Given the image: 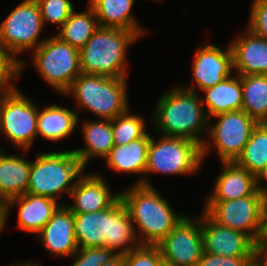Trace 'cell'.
I'll use <instances>...</instances> for the list:
<instances>
[{
  "instance_id": "1",
  "label": "cell",
  "mask_w": 267,
  "mask_h": 266,
  "mask_svg": "<svg viewBox=\"0 0 267 266\" xmlns=\"http://www.w3.org/2000/svg\"><path fill=\"white\" fill-rule=\"evenodd\" d=\"M73 217L78 248L108 247L116 254L124 255L141 245L136 239V226L121 197L102 211L73 213Z\"/></svg>"
},
{
  "instance_id": "2",
  "label": "cell",
  "mask_w": 267,
  "mask_h": 266,
  "mask_svg": "<svg viewBox=\"0 0 267 266\" xmlns=\"http://www.w3.org/2000/svg\"><path fill=\"white\" fill-rule=\"evenodd\" d=\"M154 112L152 122L162 136L193 140L201 146L208 140L201 135L208 131L209 117L193 85H179L165 92Z\"/></svg>"
},
{
  "instance_id": "3",
  "label": "cell",
  "mask_w": 267,
  "mask_h": 266,
  "mask_svg": "<svg viewBox=\"0 0 267 266\" xmlns=\"http://www.w3.org/2000/svg\"><path fill=\"white\" fill-rule=\"evenodd\" d=\"M120 197L129 211L133 225L138 226L142 237L137 239L141 245L157 246L185 216L183 213L175 214L147 177L120 192Z\"/></svg>"
},
{
  "instance_id": "4",
  "label": "cell",
  "mask_w": 267,
  "mask_h": 266,
  "mask_svg": "<svg viewBox=\"0 0 267 266\" xmlns=\"http://www.w3.org/2000/svg\"><path fill=\"white\" fill-rule=\"evenodd\" d=\"M138 38L132 31L99 27L79 50L81 73L127 78L126 51Z\"/></svg>"
},
{
  "instance_id": "5",
  "label": "cell",
  "mask_w": 267,
  "mask_h": 266,
  "mask_svg": "<svg viewBox=\"0 0 267 266\" xmlns=\"http://www.w3.org/2000/svg\"><path fill=\"white\" fill-rule=\"evenodd\" d=\"M84 169L73 150L38 153L35 161H31L26 193L57 200L63 191L71 194Z\"/></svg>"
},
{
  "instance_id": "6",
  "label": "cell",
  "mask_w": 267,
  "mask_h": 266,
  "mask_svg": "<svg viewBox=\"0 0 267 266\" xmlns=\"http://www.w3.org/2000/svg\"><path fill=\"white\" fill-rule=\"evenodd\" d=\"M126 79L81 73L65 95L72 94L77 105L100 120H112L129 108Z\"/></svg>"
},
{
  "instance_id": "7",
  "label": "cell",
  "mask_w": 267,
  "mask_h": 266,
  "mask_svg": "<svg viewBox=\"0 0 267 266\" xmlns=\"http://www.w3.org/2000/svg\"><path fill=\"white\" fill-rule=\"evenodd\" d=\"M33 61L37 72L57 92L65 94L81 74L79 49L56 35L45 39L34 49Z\"/></svg>"
},
{
  "instance_id": "8",
  "label": "cell",
  "mask_w": 267,
  "mask_h": 266,
  "mask_svg": "<svg viewBox=\"0 0 267 266\" xmlns=\"http://www.w3.org/2000/svg\"><path fill=\"white\" fill-rule=\"evenodd\" d=\"M203 163L202 146L193 140L161 137L156 142L150 137L145 175L195 174Z\"/></svg>"
},
{
  "instance_id": "9",
  "label": "cell",
  "mask_w": 267,
  "mask_h": 266,
  "mask_svg": "<svg viewBox=\"0 0 267 266\" xmlns=\"http://www.w3.org/2000/svg\"><path fill=\"white\" fill-rule=\"evenodd\" d=\"M217 122L209 128V142L202 145L203 161L210 151L209 144L217 148L222 162H235L249 141L258 122L243 110L230 111L215 115ZM211 139V140H210Z\"/></svg>"
},
{
  "instance_id": "10",
  "label": "cell",
  "mask_w": 267,
  "mask_h": 266,
  "mask_svg": "<svg viewBox=\"0 0 267 266\" xmlns=\"http://www.w3.org/2000/svg\"><path fill=\"white\" fill-rule=\"evenodd\" d=\"M39 108L15 89L0 97V132L23 150H29L38 136ZM2 146L0 145V149Z\"/></svg>"
},
{
  "instance_id": "11",
  "label": "cell",
  "mask_w": 267,
  "mask_h": 266,
  "mask_svg": "<svg viewBox=\"0 0 267 266\" xmlns=\"http://www.w3.org/2000/svg\"><path fill=\"white\" fill-rule=\"evenodd\" d=\"M44 23L36 0H24L0 24V45L16 59L17 55L28 49H37L45 39L38 43Z\"/></svg>"
},
{
  "instance_id": "12",
  "label": "cell",
  "mask_w": 267,
  "mask_h": 266,
  "mask_svg": "<svg viewBox=\"0 0 267 266\" xmlns=\"http://www.w3.org/2000/svg\"><path fill=\"white\" fill-rule=\"evenodd\" d=\"M263 195L227 201H206L204 210L216 223L247 234L257 243L261 230Z\"/></svg>"
},
{
  "instance_id": "13",
  "label": "cell",
  "mask_w": 267,
  "mask_h": 266,
  "mask_svg": "<svg viewBox=\"0 0 267 266\" xmlns=\"http://www.w3.org/2000/svg\"><path fill=\"white\" fill-rule=\"evenodd\" d=\"M162 258L179 266H196L203 253L201 216L185 215L157 245Z\"/></svg>"
},
{
  "instance_id": "14",
  "label": "cell",
  "mask_w": 267,
  "mask_h": 266,
  "mask_svg": "<svg viewBox=\"0 0 267 266\" xmlns=\"http://www.w3.org/2000/svg\"><path fill=\"white\" fill-rule=\"evenodd\" d=\"M201 215L203 251L221 256H257L256 243L245 233L216 223L205 211Z\"/></svg>"
},
{
  "instance_id": "15",
  "label": "cell",
  "mask_w": 267,
  "mask_h": 266,
  "mask_svg": "<svg viewBox=\"0 0 267 266\" xmlns=\"http://www.w3.org/2000/svg\"><path fill=\"white\" fill-rule=\"evenodd\" d=\"M191 69L195 83L201 91L213 87L233 73V54L229 46L225 51L217 45L198 47Z\"/></svg>"
},
{
  "instance_id": "16",
  "label": "cell",
  "mask_w": 267,
  "mask_h": 266,
  "mask_svg": "<svg viewBox=\"0 0 267 266\" xmlns=\"http://www.w3.org/2000/svg\"><path fill=\"white\" fill-rule=\"evenodd\" d=\"M73 203L66 204L72 213L83 214L102 211L110 207L120 193L112 194L107 181L99 174H84L71 191Z\"/></svg>"
},
{
  "instance_id": "17",
  "label": "cell",
  "mask_w": 267,
  "mask_h": 266,
  "mask_svg": "<svg viewBox=\"0 0 267 266\" xmlns=\"http://www.w3.org/2000/svg\"><path fill=\"white\" fill-rule=\"evenodd\" d=\"M44 248L53 255L70 257L78 250L71 210L62 204L37 234Z\"/></svg>"
},
{
  "instance_id": "18",
  "label": "cell",
  "mask_w": 267,
  "mask_h": 266,
  "mask_svg": "<svg viewBox=\"0 0 267 266\" xmlns=\"http://www.w3.org/2000/svg\"><path fill=\"white\" fill-rule=\"evenodd\" d=\"M18 205V228L38 234L62 205L46 196L26 193L9 200L5 205L6 218L11 207ZM10 209V210H9Z\"/></svg>"
},
{
  "instance_id": "19",
  "label": "cell",
  "mask_w": 267,
  "mask_h": 266,
  "mask_svg": "<svg viewBox=\"0 0 267 266\" xmlns=\"http://www.w3.org/2000/svg\"><path fill=\"white\" fill-rule=\"evenodd\" d=\"M230 44L237 75H267V40L249 29Z\"/></svg>"
},
{
  "instance_id": "20",
  "label": "cell",
  "mask_w": 267,
  "mask_h": 266,
  "mask_svg": "<svg viewBox=\"0 0 267 266\" xmlns=\"http://www.w3.org/2000/svg\"><path fill=\"white\" fill-rule=\"evenodd\" d=\"M224 170L216 177L213 193L207 201H227L249 195H262L256 188L255 175L235 162H222Z\"/></svg>"
},
{
  "instance_id": "21",
  "label": "cell",
  "mask_w": 267,
  "mask_h": 266,
  "mask_svg": "<svg viewBox=\"0 0 267 266\" xmlns=\"http://www.w3.org/2000/svg\"><path fill=\"white\" fill-rule=\"evenodd\" d=\"M0 149V204L24 195L28 189L31 161L14 155H6ZM5 154V155H4Z\"/></svg>"
},
{
  "instance_id": "22",
  "label": "cell",
  "mask_w": 267,
  "mask_h": 266,
  "mask_svg": "<svg viewBox=\"0 0 267 266\" xmlns=\"http://www.w3.org/2000/svg\"><path fill=\"white\" fill-rule=\"evenodd\" d=\"M225 78L213 87L203 90L202 104L209 117V125L213 116L242 110L243 91L240 75L234 74Z\"/></svg>"
},
{
  "instance_id": "23",
  "label": "cell",
  "mask_w": 267,
  "mask_h": 266,
  "mask_svg": "<svg viewBox=\"0 0 267 266\" xmlns=\"http://www.w3.org/2000/svg\"><path fill=\"white\" fill-rule=\"evenodd\" d=\"M135 0H90L100 27L116 28L136 33L139 37L145 34L131 13Z\"/></svg>"
},
{
  "instance_id": "24",
  "label": "cell",
  "mask_w": 267,
  "mask_h": 266,
  "mask_svg": "<svg viewBox=\"0 0 267 266\" xmlns=\"http://www.w3.org/2000/svg\"><path fill=\"white\" fill-rule=\"evenodd\" d=\"M150 135L133 140L126 145H114L106 159V166L116 173L145 175Z\"/></svg>"
},
{
  "instance_id": "25",
  "label": "cell",
  "mask_w": 267,
  "mask_h": 266,
  "mask_svg": "<svg viewBox=\"0 0 267 266\" xmlns=\"http://www.w3.org/2000/svg\"><path fill=\"white\" fill-rule=\"evenodd\" d=\"M86 147L74 149L73 152L86 167L94 157L105 159L114 146L111 120L85 121L82 129Z\"/></svg>"
},
{
  "instance_id": "26",
  "label": "cell",
  "mask_w": 267,
  "mask_h": 266,
  "mask_svg": "<svg viewBox=\"0 0 267 266\" xmlns=\"http://www.w3.org/2000/svg\"><path fill=\"white\" fill-rule=\"evenodd\" d=\"M78 112L56 104L38 113L37 132L47 140L58 142L69 137L78 122Z\"/></svg>"
},
{
  "instance_id": "27",
  "label": "cell",
  "mask_w": 267,
  "mask_h": 266,
  "mask_svg": "<svg viewBox=\"0 0 267 266\" xmlns=\"http://www.w3.org/2000/svg\"><path fill=\"white\" fill-rule=\"evenodd\" d=\"M242 110L258 123H267V75H240Z\"/></svg>"
},
{
  "instance_id": "28",
  "label": "cell",
  "mask_w": 267,
  "mask_h": 266,
  "mask_svg": "<svg viewBox=\"0 0 267 266\" xmlns=\"http://www.w3.org/2000/svg\"><path fill=\"white\" fill-rule=\"evenodd\" d=\"M97 20L90 5L85 12L76 13L73 10L70 17L59 27L60 32L56 36L80 50L100 27Z\"/></svg>"
},
{
  "instance_id": "29",
  "label": "cell",
  "mask_w": 267,
  "mask_h": 266,
  "mask_svg": "<svg viewBox=\"0 0 267 266\" xmlns=\"http://www.w3.org/2000/svg\"><path fill=\"white\" fill-rule=\"evenodd\" d=\"M235 163L254 175L267 165V123H258Z\"/></svg>"
},
{
  "instance_id": "30",
  "label": "cell",
  "mask_w": 267,
  "mask_h": 266,
  "mask_svg": "<svg viewBox=\"0 0 267 266\" xmlns=\"http://www.w3.org/2000/svg\"><path fill=\"white\" fill-rule=\"evenodd\" d=\"M144 117L130 114L128 109L125 113L111 120L114 145H126L133 140L144 137L146 125Z\"/></svg>"
},
{
  "instance_id": "31",
  "label": "cell",
  "mask_w": 267,
  "mask_h": 266,
  "mask_svg": "<svg viewBox=\"0 0 267 266\" xmlns=\"http://www.w3.org/2000/svg\"><path fill=\"white\" fill-rule=\"evenodd\" d=\"M26 62L16 59L7 49L0 45V97L15 89L11 80L22 73Z\"/></svg>"
},
{
  "instance_id": "32",
  "label": "cell",
  "mask_w": 267,
  "mask_h": 266,
  "mask_svg": "<svg viewBox=\"0 0 267 266\" xmlns=\"http://www.w3.org/2000/svg\"><path fill=\"white\" fill-rule=\"evenodd\" d=\"M43 23H53L62 26L74 10L71 0H36Z\"/></svg>"
},
{
  "instance_id": "33",
  "label": "cell",
  "mask_w": 267,
  "mask_h": 266,
  "mask_svg": "<svg viewBox=\"0 0 267 266\" xmlns=\"http://www.w3.org/2000/svg\"><path fill=\"white\" fill-rule=\"evenodd\" d=\"M162 254L158 246L140 245L123 255L124 266H160Z\"/></svg>"
},
{
  "instance_id": "34",
  "label": "cell",
  "mask_w": 267,
  "mask_h": 266,
  "mask_svg": "<svg viewBox=\"0 0 267 266\" xmlns=\"http://www.w3.org/2000/svg\"><path fill=\"white\" fill-rule=\"evenodd\" d=\"M115 255L116 253L108 247L78 248L72 255L75 261L71 266H101Z\"/></svg>"
},
{
  "instance_id": "35",
  "label": "cell",
  "mask_w": 267,
  "mask_h": 266,
  "mask_svg": "<svg viewBox=\"0 0 267 266\" xmlns=\"http://www.w3.org/2000/svg\"><path fill=\"white\" fill-rule=\"evenodd\" d=\"M249 29L254 34L267 40V3L254 0L251 7Z\"/></svg>"
},
{
  "instance_id": "36",
  "label": "cell",
  "mask_w": 267,
  "mask_h": 266,
  "mask_svg": "<svg viewBox=\"0 0 267 266\" xmlns=\"http://www.w3.org/2000/svg\"><path fill=\"white\" fill-rule=\"evenodd\" d=\"M256 256H221L202 253L196 266H250Z\"/></svg>"
},
{
  "instance_id": "37",
  "label": "cell",
  "mask_w": 267,
  "mask_h": 266,
  "mask_svg": "<svg viewBox=\"0 0 267 266\" xmlns=\"http://www.w3.org/2000/svg\"><path fill=\"white\" fill-rule=\"evenodd\" d=\"M256 247L258 254L267 256V196L262 205L261 230Z\"/></svg>"
},
{
  "instance_id": "38",
  "label": "cell",
  "mask_w": 267,
  "mask_h": 266,
  "mask_svg": "<svg viewBox=\"0 0 267 266\" xmlns=\"http://www.w3.org/2000/svg\"><path fill=\"white\" fill-rule=\"evenodd\" d=\"M255 179H256V188L257 190L264 196H267V185H262V182H266L267 181V165L262 168L256 175H255ZM261 182V183H260ZM267 184V183H266ZM262 185V186H261Z\"/></svg>"
},
{
  "instance_id": "39",
  "label": "cell",
  "mask_w": 267,
  "mask_h": 266,
  "mask_svg": "<svg viewBox=\"0 0 267 266\" xmlns=\"http://www.w3.org/2000/svg\"><path fill=\"white\" fill-rule=\"evenodd\" d=\"M101 266H124L123 254L117 253L112 259Z\"/></svg>"
},
{
  "instance_id": "40",
  "label": "cell",
  "mask_w": 267,
  "mask_h": 266,
  "mask_svg": "<svg viewBox=\"0 0 267 266\" xmlns=\"http://www.w3.org/2000/svg\"><path fill=\"white\" fill-rule=\"evenodd\" d=\"M250 266H267V256L258 254Z\"/></svg>"
},
{
  "instance_id": "41",
  "label": "cell",
  "mask_w": 267,
  "mask_h": 266,
  "mask_svg": "<svg viewBox=\"0 0 267 266\" xmlns=\"http://www.w3.org/2000/svg\"><path fill=\"white\" fill-rule=\"evenodd\" d=\"M6 210L4 205L0 204V233L4 228V224L6 223Z\"/></svg>"
},
{
  "instance_id": "42",
  "label": "cell",
  "mask_w": 267,
  "mask_h": 266,
  "mask_svg": "<svg viewBox=\"0 0 267 266\" xmlns=\"http://www.w3.org/2000/svg\"><path fill=\"white\" fill-rule=\"evenodd\" d=\"M160 266H179V265H176L174 263H171L165 259H161V262H160Z\"/></svg>"
},
{
  "instance_id": "43",
  "label": "cell",
  "mask_w": 267,
  "mask_h": 266,
  "mask_svg": "<svg viewBox=\"0 0 267 266\" xmlns=\"http://www.w3.org/2000/svg\"><path fill=\"white\" fill-rule=\"evenodd\" d=\"M15 266V265H14ZM16 266H40V264L38 265L37 263H30V262H28V263H22V264H18V265H16Z\"/></svg>"
},
{
  "instance_id": "44",
  "label": "cell",
  "mask_w": 267,
  "mask_h": 266,
  "mask_svg": "<svg viewBox=\"0 0 267 266\" xmlns=\"http://www.w3.org/2000/svg\"><path fill=\"white\" fill-rule=\"evenodd\" d=\"M258 1H261V2H266V3H267V0H258Z\"/></svg>"
}]
</instances>
